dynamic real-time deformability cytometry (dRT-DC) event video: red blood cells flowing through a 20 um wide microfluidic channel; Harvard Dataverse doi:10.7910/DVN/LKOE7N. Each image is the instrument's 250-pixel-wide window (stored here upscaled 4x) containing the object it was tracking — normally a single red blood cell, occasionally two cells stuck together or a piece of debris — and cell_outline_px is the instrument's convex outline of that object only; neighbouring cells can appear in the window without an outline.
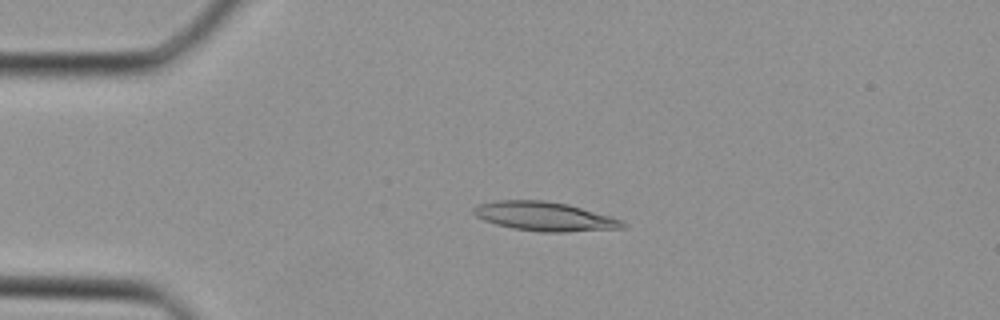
{"species": "Egyptian fruit bat (a non-hibernating species)", "species_latin": "Rousettus aegyptiacus", "temperature_condition": "cold", "stored_images_in_passage": 38, "camera_frame_rate_fps": 3000, "um_per_image_px": 0.085, "animal": {"sex": "female"}, "frame": {"image": 1, "passage_image": 9, "time_ms": 2.667, "image_size_px": [1000, 320], "cell_outline_px": [[628, 224], [624, 228], [564, 232], [540, 232], [512, 228], [496, 224], [484, 220], [476, 216], [472, 212], [472, 208], [480, 204], [496, 200], [544, 200], [568, 204], [612, 216], [624, 220]], "centroid_in_image_um": [46.33, 18.39], "position_along_channel_um": 38.7, "area_um2": 25.43}}
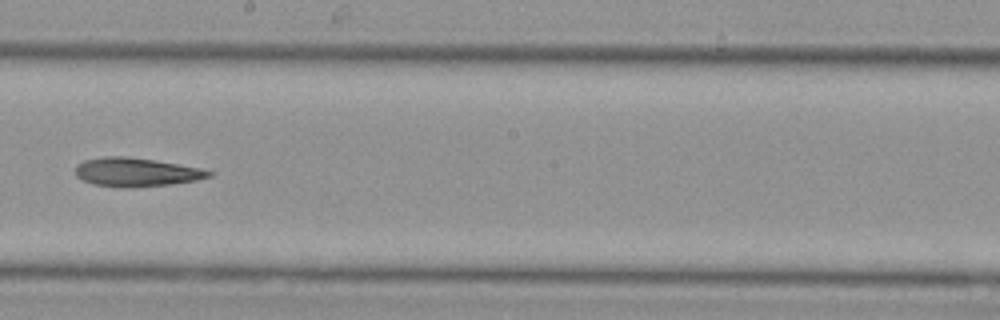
{"frame": {"image": 2, "passage_image": 22, "time_ms": 7.0, "image_size_px": [1000, 320], "cell_outline_px": [[216, 172], [212, 176], [196, 180], [168, 184], [128, 188], [92, 184], [76, 176], [76, 164], [84, 160], [104, 156], [128, 156], [200, 168]], "centroid_in_image_um": [11.56, 14.63], "position_along_channel_um": 236.6, "area_um2": 22.2}}
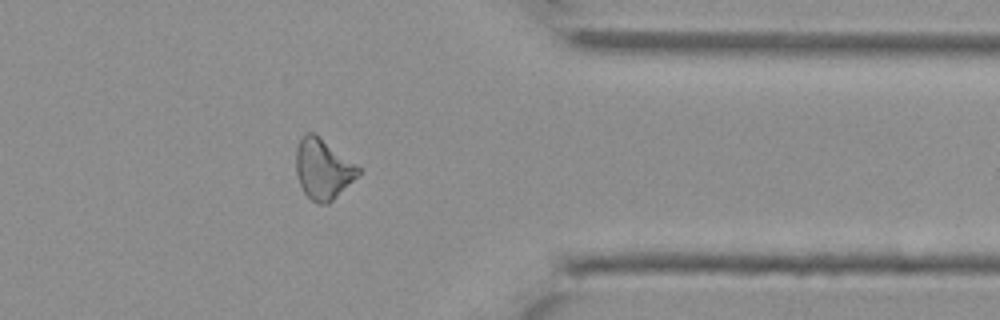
{"frame": {"image": 3, "passage_image": 31, "time_ms": 10.0, "image_size_px": [1000, 320], "cell_outline_px": [[360, 172], [328, 204], [316, 204], [304, 192], [300, 184], [296, 172], [296, 148], [304, 132], [312, 132], [360, 168]], "centroid_in_image_um": [27.4, 14.38], "position_along_channel_um": 384.0, "area_um2": 21.15}}